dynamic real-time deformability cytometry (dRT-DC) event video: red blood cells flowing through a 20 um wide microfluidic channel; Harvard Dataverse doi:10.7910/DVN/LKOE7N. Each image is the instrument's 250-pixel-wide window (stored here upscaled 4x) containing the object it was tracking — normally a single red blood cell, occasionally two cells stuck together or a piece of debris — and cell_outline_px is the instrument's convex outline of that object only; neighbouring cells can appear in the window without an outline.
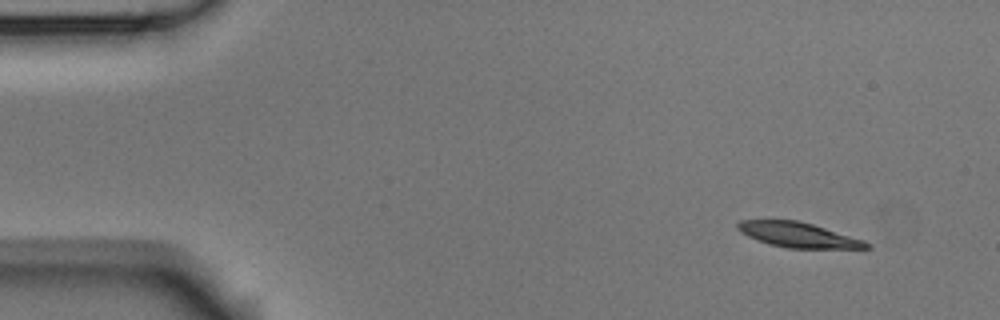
{"species": "Egyptian fruit bat (a non-hibernating species)", "species_latin": "Rousettus aegyptiacus", "temperature_condition": "room temperature", "stored_images_in_passage": 4, "camera_frame_rate_fps": 3000, "um_per_image_px": 0.085, "animal": {"sex": "male"}, "frame": {"image": 1, "passage_image": 1, "time_ms": 0.0, "image_size_px": [1000, 320], "cell_outline_px": [[872, 248], [788, 248], [772, 244], [748, 236], [740, 232], [736, 228], [736, 224], [740, 220], [796, 220], [812, 224], [864, 240], [872, 244]], "centroid_in_image_um": [67.86, 19.96], "position_along_channel_um": 17.1, "area_um2": 18.5}}
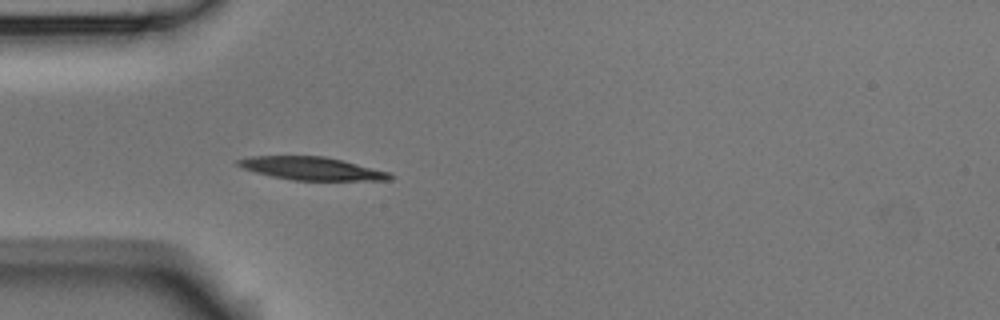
{"frame": {"image": 2, "passage_image": 4, "time_ms": 1.0, "image_size_px": [1000, 320], "cell_outline_px": [[396, 176], [392, 180], [292, 180], [272, 176], [256, 172], [244, 168], [236, 164], [236, 160], [248, 156], [324, 156], [344, 160], [388, 172]], "centroid_in_image_um": [26.51, 14.32], "position_along_channel_um": 58.5, "area_um2": 20.35}}